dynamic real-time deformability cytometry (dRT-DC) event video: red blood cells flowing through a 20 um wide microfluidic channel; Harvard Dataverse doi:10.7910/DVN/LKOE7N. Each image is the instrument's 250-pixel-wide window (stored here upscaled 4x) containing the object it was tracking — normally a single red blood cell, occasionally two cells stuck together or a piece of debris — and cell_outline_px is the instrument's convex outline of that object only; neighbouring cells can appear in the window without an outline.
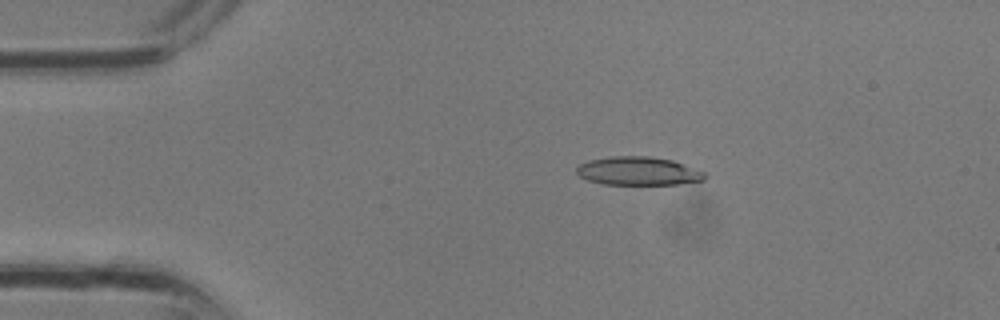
{"species": "common noctule bat (a hibernating species)", "species_latin": "Nyctalus noctula", "temperature_condition": "room temperature", "stored_images_in_passage": 27, "camera_frame_rate_fps": 3000, "um_per_image_px": 0.085, "animal": {"sex": "male", "body_mass_g": 13.3}, "frame": {"image": 1, "passage_image": 1, "time_ms": 0.0, "image_size_px": [1000, 320], "cell_outline_px": [[708, 176], [704, 180], [676, 184], [604, 184], [588, 180], [580, 176], [576, 172], [576, 168], [580, 164], [588, 160], [612, 156], [648, 156], [672, 160], [704, 172]], "centroid_in_image_um": [54.24, 14.53], "position_along_channel_um": 30.8, "area_um2": 21.1}}
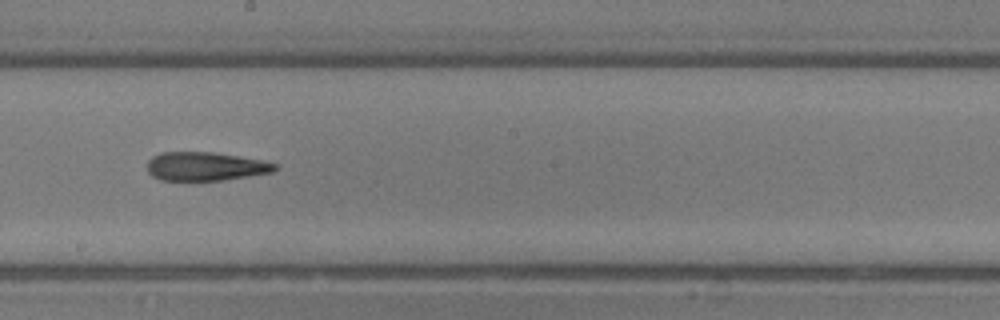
{"frame": {"image": 2, "passage_image": 13, "time_ms": 4.0, "image_size_px": [1000, 320], "cell_outline_px": [[276, 168], [272, 172], [248, 176], [220, 180], [160, 180], [152, 176], [148, 172], [148, 160], [152, 156], [160, 152], [216, 152], [264, 160], [276, 164]], "centroid_in_image_um": [17.44, 14.13], "position_along_channel_um": 230.8, "area_um2": 21.33}}
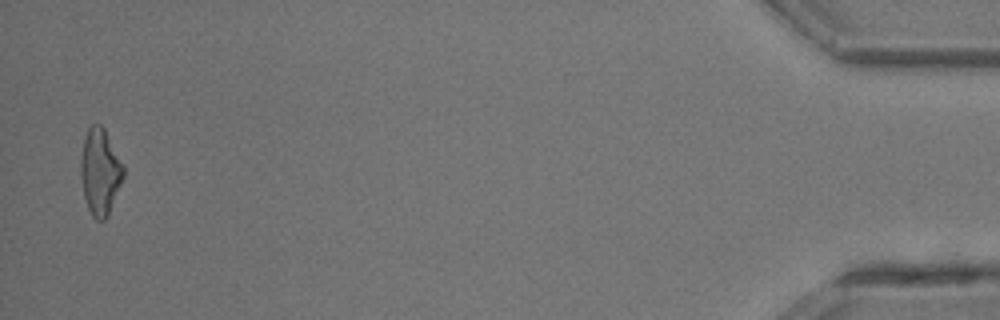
{"frame": {"image": 3, "passage_image": 27, "time_ms": 8.667, "image_size_px": [1000, 320], "cell_outline_px": [[124, 176], [108, 216], [104, 220], [96, 220], [92, 216], [88, 208], [84, 196], [80, 172], [80, 164], [84, 136], [88, 128], [92, 124], [100, 124], [104, 128], [124, 164]], "centroid_in_image_um": [8.51, 14.59], "position_along_channel_um": 426.7, "area_um2": 21.56}}